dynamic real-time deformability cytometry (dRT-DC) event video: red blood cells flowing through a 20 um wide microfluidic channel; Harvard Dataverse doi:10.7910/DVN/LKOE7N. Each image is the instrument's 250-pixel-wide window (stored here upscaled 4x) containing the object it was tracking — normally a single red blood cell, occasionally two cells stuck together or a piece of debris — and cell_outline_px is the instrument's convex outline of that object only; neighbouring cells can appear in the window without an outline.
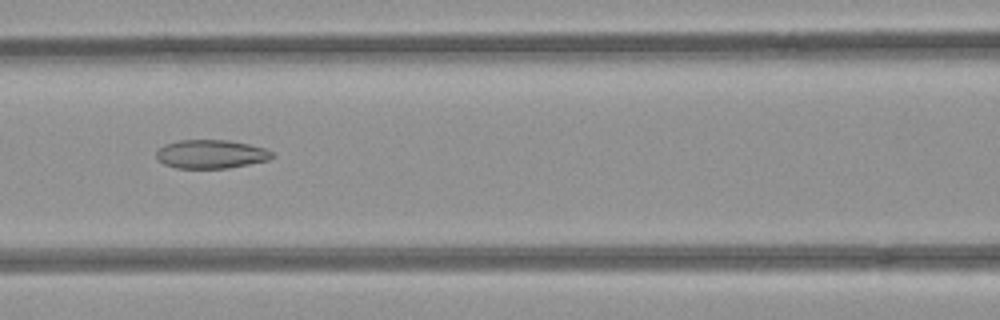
{"species": "common noctule bat (a hibernating species)", "species_latin": "Nyctalus noctula", "temperature_condition": "room temperature", "stored_images_in_passage": 49, "camera_frame_rate_fps": 3000, "um_per_image_px": 0.085, "animal": {"sex": "female", "body_mass_g": 21.9}, "frame": {"image": 1, "passage_image": 20, "time_ms": 6.333, "image_size_px": [1000, 320], "cell_outline_px": [[276, 156], [268, 160], [228, 168], [176, 168], [164, 164], [156, 156], [156, 152], [164, 144], [180, 140], [228, 140], [248, 144], [264, 148], [272, 152]], "centroid_in_image_um": [17.94, 13.1], "position_along_channel_um": 148.7, "area_um2": 19.25}}
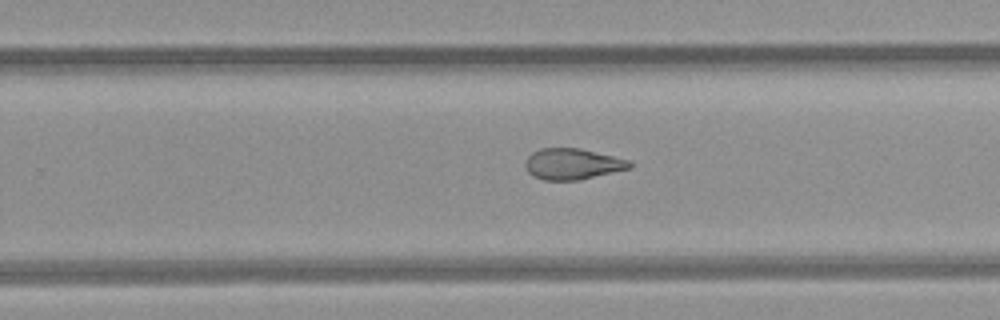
{"frame": {"image": 2, "passage_image": 30, "time_ms": 9.667, "image_size_px": [1000, 320], "cell_outline_px": [[632, 168], [580, 180], [544, 180], [532, 176], [528, 172], [524, 164], [524, 160], [532, 152], [540, 148], [580, 148], [632, 160]], "centroid_in_image_um": [48.67, 13.94], "position_along_channel_um": 281.1, "area_um2": 19.19}}
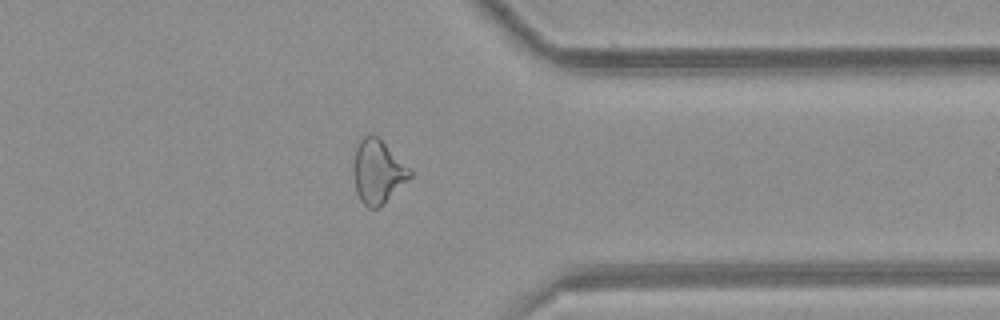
{"frame": {"image": 3, "passage_image": 38, "time_ms": 12.333, "image_size_px": [1000, 320], "cell_outline_px": [[412, 176], [380, 208], [368, 208], [360, 200], [356, 192], [352, 176], [352, 168], [356, 144], [360, 136], [368, 132], [372, 132], [412, 172]], "centroid_in_image_um": [32.04, 14.59], "position_along_channel_um": 379.4, "area_um2": 21.15}, "authors_computed_cell_mechanics": {"area_um2": 21.675, "velocity_mm_per_s": 3.9802, "shape_relaxation_time_tau1_ms": null, "shape_relaxation_time_tau2_ms": 5.3112, "deformation_change_tau1": null, "deformation_change_tau2": 0.1425}}